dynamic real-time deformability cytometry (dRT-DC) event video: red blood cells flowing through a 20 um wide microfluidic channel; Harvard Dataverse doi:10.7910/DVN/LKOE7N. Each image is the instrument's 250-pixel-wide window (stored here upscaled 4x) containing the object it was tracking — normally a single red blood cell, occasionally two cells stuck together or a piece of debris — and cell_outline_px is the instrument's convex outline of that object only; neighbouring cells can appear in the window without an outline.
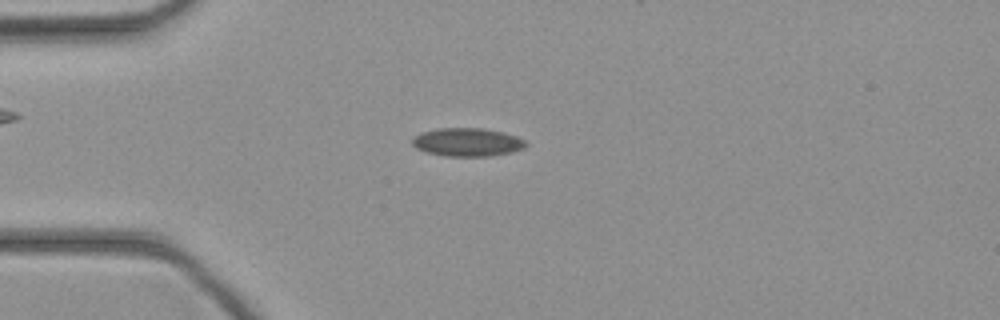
{"species": "common noctule bat (a hibernating species)", "species_latin": "Nyctalus noctula", "temperature_condition": "cold", "stored_images_in_passage": 45, "camera_frame_rate_fps": 3000, "um_per_image_px": 0.085, "animal": {"sex": "female", "body_mass_g": 21.9}, "frame": {"image": 1, "passage_image": 11, "time_ms": 3.333, "image_size_px": [1000, 320], "cell_outline_px": [[528, 144], [524, 148], [512, 152], [492, 156], [444, 156], [428, 152], [416, 148], [412, 144], [412, 136], [420, 132], [436, 128], [484, 128], [504, 132], [516, 136], [524, 140]], "centroid_in_image_um": [39.71, 12.07], "position_along_channel_um": 45.3, "area_um2": 18.96}}
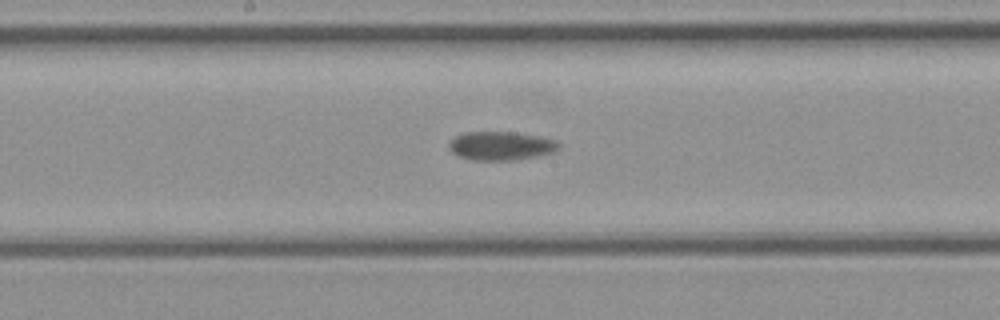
{"frame": {"image": 2, "passage_image": 23, "time_ms": 7.333, "image_size_px": [1000, 320], "cell_outline_px": [[560, 148], [556, 152], [536, 156], [512, 160], [472, 160], [460, 156], [452, 152], [448, 148], [448, 144], [456, 136], [464, 132], [516, 132], [540, 136], [556, 140], [560, 144]], "centroid_in_image_um": [42.61, 12.39], "position_along_channel_um": 205.6, "area_um2": 18.44}}
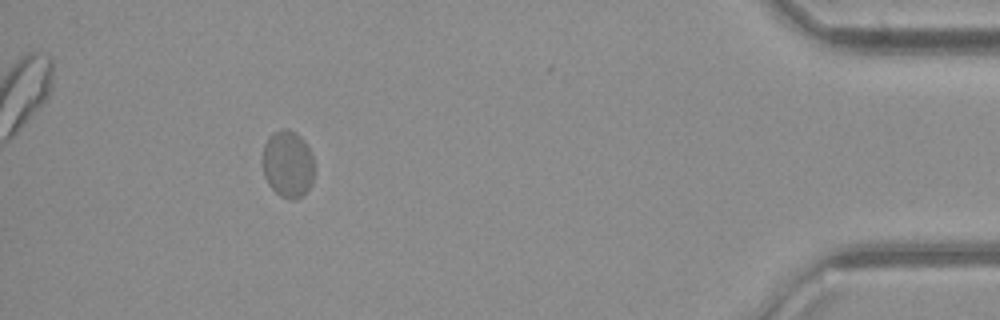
{"frame": {"image": 3, "passage_image": 41, "time_ms": 13.333, "image_size_px": [1000, 320], "cell_outline_px": [[316, 164], [312, 184], [300, 196], [292, 200], [288, 200], [280, 196], [268, 184], [264, 176], [264, 144], [268, 136], [272, 132], [280, 128], [288, 128], [296, 132], [304, 140]], "centroid_in_image_um": [24.49, 13.92], "position_along_channel_um": 410.7, "area_um2": 20.46}}